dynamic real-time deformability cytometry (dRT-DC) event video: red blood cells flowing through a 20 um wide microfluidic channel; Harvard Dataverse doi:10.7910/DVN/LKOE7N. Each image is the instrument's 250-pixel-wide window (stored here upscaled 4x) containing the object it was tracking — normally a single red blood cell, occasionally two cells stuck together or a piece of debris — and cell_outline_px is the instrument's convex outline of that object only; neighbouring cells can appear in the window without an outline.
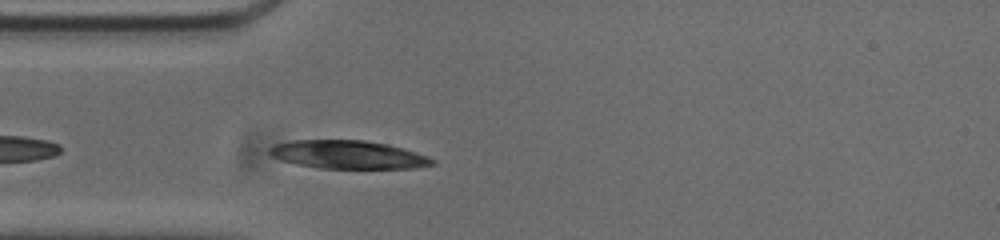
{"species": "common noctule bat (a hibernating species)", "species_latin": "Nyctalus noctula", "temperature_condition": "cold", "stored_images_in_passage": 36, "camera_frame_rate_fps": 3000, "um_per_image_px": 0.085, "animal": {"sex": "male", "body_mass_g": 20.0, "forearm_length_mm": 53.3}, "frame": {"image": 1, "passage_image": 4, "time_ms": 1.0, "image_size_px": [1000, 240], "cell_outline_px": [[436, 164], [412, 168], [320, 168], [296, 164], [280, 160], [272, 156], [268, 152], [268, 148], [276, 144], [292, 140], [364, 140], [388, 144], [416, 152], [428, 156], [436, 160]], "centroid_in_image_um": [29.58, 13.14], "position_along_channel_um": 55.4, "area_um2": 26.82}}
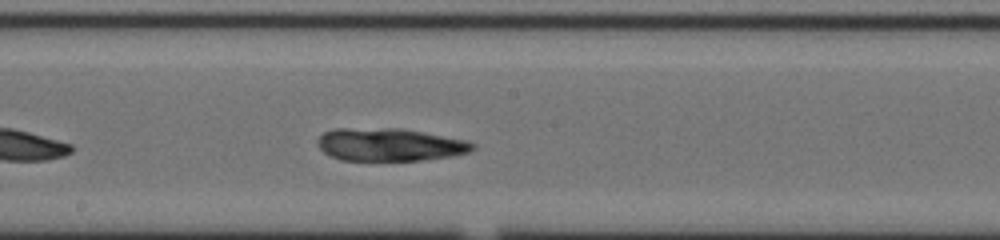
{"frame": {"image": 2, "passage_image": 17, "time_ms": 5.333, "image_size_px": [1000, 240], "cell_outline_px": [[476, 148], [468, 152], [452, 156], [420, 160], [340, 160], [328, 156], [316, 144], [316, 140], [324, 132], [332, 128], [404, 128], [464, 140], [476, 144]], "centroid_in_image_um": [33.07, 12.28], "position_along_channel_um": 215.1, "area_um2": 29.82}}
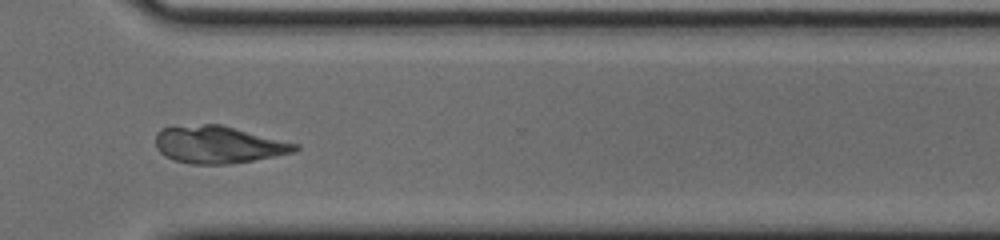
{"frame": {"image": 3, "passage_image": 28, "time_ms": 9.0, "image_size_px": [1000, 240], "cell_outline_px": [[300, 148], [292, 152], [252, 160], [228, 164], [192, 164], [172, 160], [164, 156], [156, 148], [156, 132], [160, 128], [204, 124], [220, 124], [300, 144]], "centroid_in_image_um": [18.53, 12.29], "position_along_channel_um": 352.1, "area_um2": 30.23}, "authors_computed_cell_mechanics": {"area_um2": 28.6977, "velocity_mm_per_s": 3.7324, "shape_relaxation_time_tau1_ms": null, "shape_relaxation_time_tau2_ms": 7.9086, "deformation_change_tau1": null, "deformation_change_tau2": 0.1261}}